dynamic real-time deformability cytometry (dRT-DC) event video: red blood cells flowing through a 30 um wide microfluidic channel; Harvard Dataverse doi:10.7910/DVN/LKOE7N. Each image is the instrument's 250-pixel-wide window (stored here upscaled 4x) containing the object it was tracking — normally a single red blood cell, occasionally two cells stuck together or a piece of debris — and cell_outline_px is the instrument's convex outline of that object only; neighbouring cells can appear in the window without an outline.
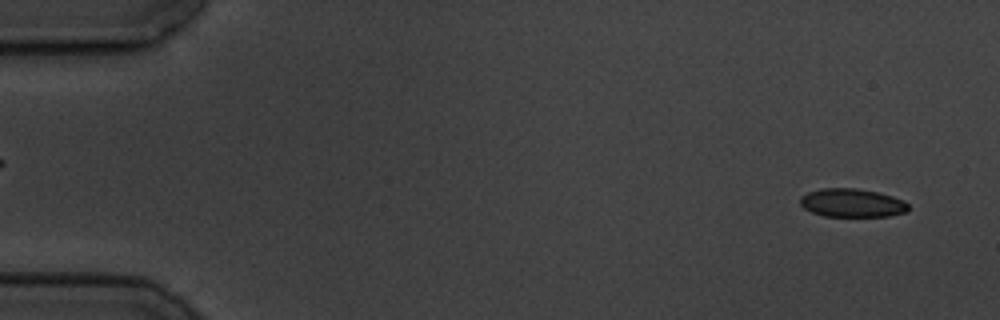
{"species": "common noctule bat (a hibernating species)", "species_latin": "Nyctalus noctula", "temperature_condition": "cold", "stored_images_in_passage": 2, "segment_of_instrument_passage": [2, 2], "camera_frame_rate_fps": 3000, "um_per_image_px": 0.085, "animal": {"sex": "male", "body_mass_g": 19.5, "forearm_length_mm": 54.6}, "frame": {"image": 1, "passage_image": 2, "time_ms": 1.333, "image_size_px": [1000, 320], "cell_outline_px": [[908, 212], [888, 216], [824, 216], [812, 212], [804, 208], [800, 204], [800, 196], [808, 192], [820, 188], [856, 188], [876, 192], [892, 196], [904, 200], [908, 204]], "centroid_in_image_um": [72.42, 17.24], "position_along_channel_um": 12.6, "area_um2": 17.98}}